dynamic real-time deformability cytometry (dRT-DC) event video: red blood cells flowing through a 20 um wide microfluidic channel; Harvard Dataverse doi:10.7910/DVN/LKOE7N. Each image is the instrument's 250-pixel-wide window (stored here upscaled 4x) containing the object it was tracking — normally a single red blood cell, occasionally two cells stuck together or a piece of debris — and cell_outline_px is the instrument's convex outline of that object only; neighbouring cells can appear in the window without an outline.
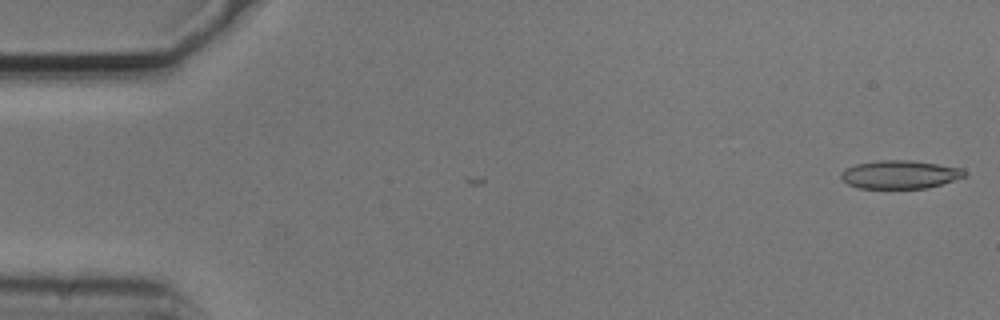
{"species": "common noctule bat (a hibernating species)", "species_latin": "Nyctalus noctula", "temperature_condition": "cold", "stored_images_in_passage": 4, "camera_frame_rate_fps": 3000, "um_per_image_px": 0.085, "animal": {"sex": "male", "body_mass_g": 20.5, "forearm_length_mm": 52.5}, "frame": {"image": 1, "passage_image": 1, "time_ms": 0.0, "image_size_px": [1000, 320], "cell_outline_px": [[964, 176], [928, 188], [860, 188], [848, 184], [840, 176], [840, 172], [844, 168], [856, 164], [880, 160], [908, 160], [964, 168]], "centroid_in_image_um": [76.44, 14.83], "position_along_channel_um": 8.6, "area_um2": 20.11}}